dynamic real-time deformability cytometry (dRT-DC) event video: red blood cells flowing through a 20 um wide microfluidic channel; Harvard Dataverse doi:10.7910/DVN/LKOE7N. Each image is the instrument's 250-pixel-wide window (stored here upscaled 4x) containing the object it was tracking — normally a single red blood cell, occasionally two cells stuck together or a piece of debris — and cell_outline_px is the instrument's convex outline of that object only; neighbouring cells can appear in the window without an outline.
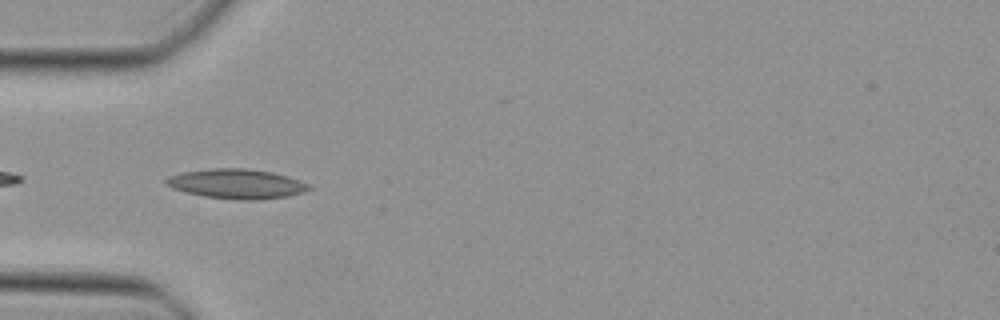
{"species": "Egyptian fruit bat (a non-hibernating species)", "species_latin": "Rousettus aegyptiacus", "temperature_condition": "cold", "stored_images_in_passage": 27, "camera_frame_rate_fps": 3000, "um_per_image_px": 0.085, "animal": {"sex": "female"}, "frame": {"image": 1, "passage_image": 2, "time_ms": 0.333, "image_size_px": [1000, 320], "cell_outline_px": [[312, 188], [304, 192], [284, 196], [256, 200], [236, 200], [204, 196], [172, 188], [164, 184], [164, 180], [168, 176], [184, 172], [212, 168], [244, 168], [272, 172], [308, 184]], "centroid_in_image_um": [20.06, 15.62], "position_along_channel_um": 64.9, "area_um2": 24.33}}
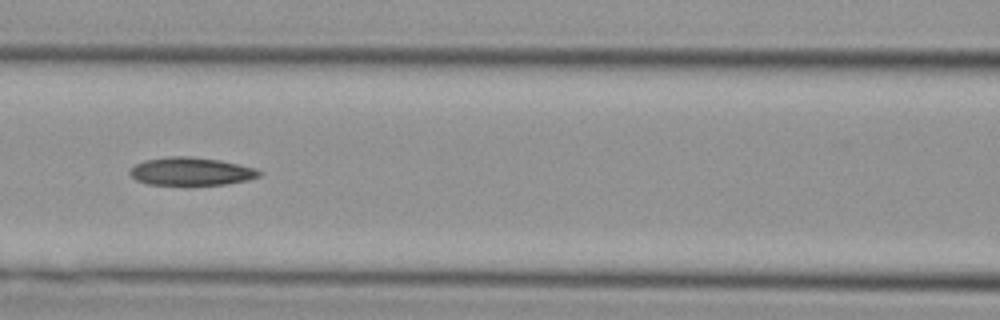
{"frame": {"image": 2, "passage_image": 8, "time_ms": 2.333, "image_size_px": [1000, 320], "cell_outline_px": [[264, 172], [260, 176], [248, 180], [224, 184], [188, 188], [148, 184], [136, 180], [128, 172], [136, 164], [148, 160], [172, 156], [188, 156], [220, 160], [256, 168]], "centroid_in_image_um": [16.27, 14.62], "position_along_channel_um": 150.3, "area_um2": 21.91}}
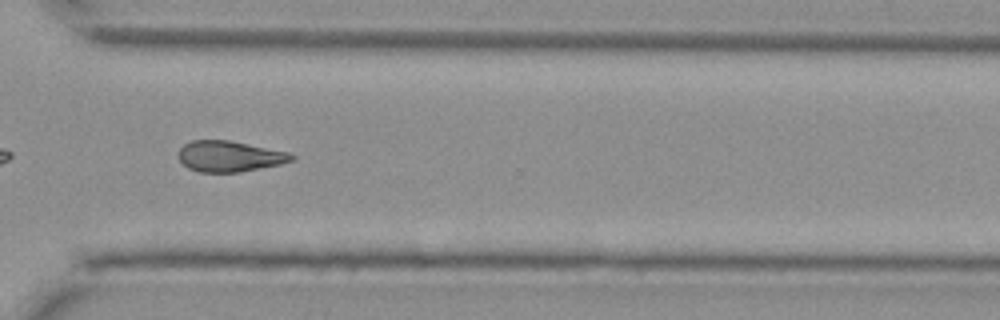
{"frame": {"image": 3, "passage_image": 22, "time_ms": 7.0, "image_size_px": [1000, 320], "cell_outline_px": [[296, 160], [280, 164], [240, 172], [200, 172], [188, 168], [180, 160], [176, 152], [184, 144], [192, 140], [228, 140], [288, 152], [296, 156]], "centroid_in_image_um": [19.5, 13.28], "position_along_channel_um": 351.1, "area_um2": 20.35}}